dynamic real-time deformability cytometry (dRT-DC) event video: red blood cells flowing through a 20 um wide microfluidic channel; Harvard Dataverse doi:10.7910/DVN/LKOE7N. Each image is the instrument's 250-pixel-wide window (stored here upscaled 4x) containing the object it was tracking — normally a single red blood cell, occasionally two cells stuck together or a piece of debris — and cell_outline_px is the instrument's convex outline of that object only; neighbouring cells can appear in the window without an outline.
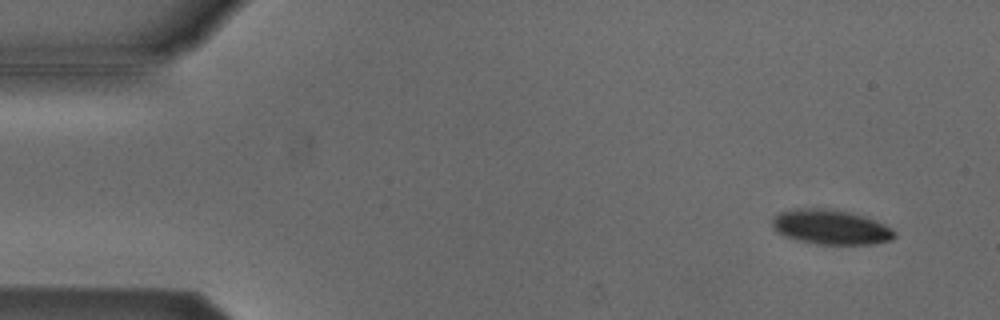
{"species": "Egyptian fruit bat (a non-hibernating species)", "species_latin": "Rousettus aegyptiacus", "temperature_condition": "cold", "stored_images_in_passage": 54, "camera_frame_rate_fps": 3000, "um_per_image_px": 0.085, "animal": {"sex": "male"}, "frame": {"image": 1, "passage_image": 4, "time_ms": 1.0, "image_size_px": [1000, 320], "cell_outline_px": [[896, 236], [892, 240], [872, 244], [816, 244], [796, 240], [784, 236], [776, 232], [772, 228], [772, 220], [780, 212], [796, 208], [832, 208], [852, 212], [876, 220], [892, 228], [896, 232]], "centroid_in_image_um": [70.62, 19.29], "position_along_channel_um": 14.4, "area_um2": 25.14}}
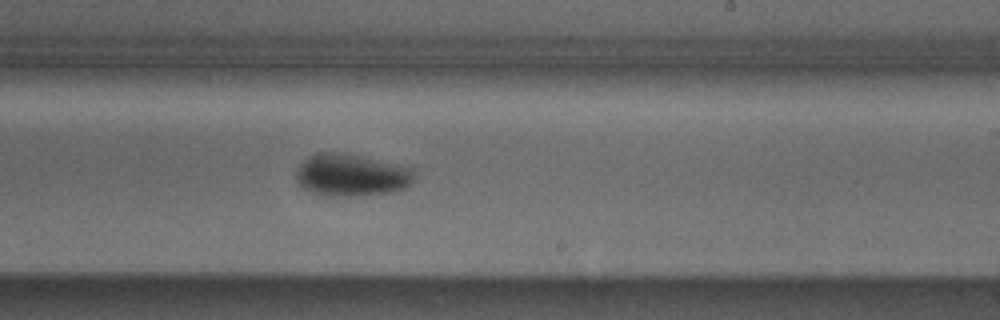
{"frame": {"image": 2, "passage_image": 32, "time_ms": 10.333, "image_size_px": [1000, 320], "cell_outline_px": [[416, 180], [408, 188], [392, 192], [356, 196], [324, 196], [308, 192], [296, 180], [296, 168], [308, 156], [316, 152], [344, 152], [416, 168]], "centroid_in_image_um": [29.91, 14.88], "position_along_channel_um": 259.1, "area_um2": 30.0}}
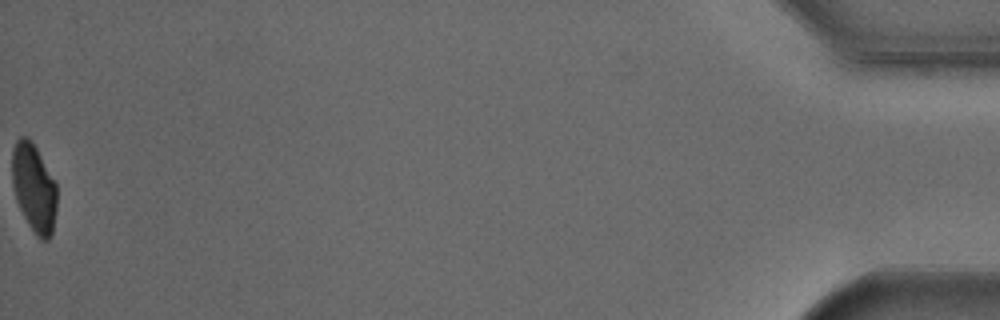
{"frame": {"image": 3, "passage_image": 54, "time_ms": 17.667, "image_size_px": [1000, 320], "cell_outline_px": [[56, 212], [52, 236], [48, 240], [40, 240], [36, 236], [28, 224], [16, 200], [12, 184], [12, 148], [16, 140], [20, 136], [28, 136], [32, 140], [56, 184]], "centroid_in_image_um": [2.87, 15.97], "position_along_channel_um": 432.3, "area_um2": 23.24}, "authors_computed_cell_mechanics": {"area_um2": 26.588, "velocity_mm_per_s": 3.8055, "shape_relaxation_time_tau1_ms": 5.8531, "shape_relaxation_time_tau2_ms": null, "deformation_change_tau1": 0.1372, "deformation_change_tau2": null}}